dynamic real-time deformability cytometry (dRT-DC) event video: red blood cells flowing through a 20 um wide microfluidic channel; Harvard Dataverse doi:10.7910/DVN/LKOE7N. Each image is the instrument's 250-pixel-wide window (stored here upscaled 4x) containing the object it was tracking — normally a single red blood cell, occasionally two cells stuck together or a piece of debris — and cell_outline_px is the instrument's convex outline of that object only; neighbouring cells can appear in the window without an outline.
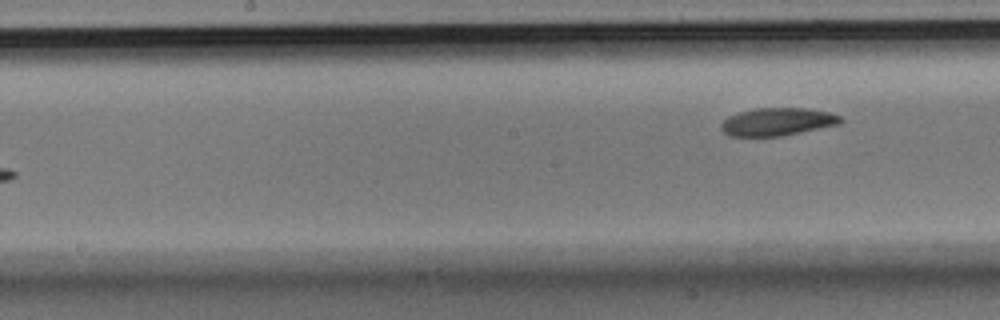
{"species": "Egyptian fruit bat (a non-hibernating species)", "species_latin": "Rousettus aegyptiacus", "temperature_condition": "room temperature", "stored_images_in_passage": 7, "camera_frame_rate_fps": 3000, "um_per_image_px": 0.085, "animal": {"sex": "male"}, "frame": {"image": 1, "passage_image": 7, "time_ms": 2.0, "image_size_px": [1000, 320], "cell_outline_px": [[844, 120], [840, 124], [780, 136], [728, 136], [720, 128], [720, 124], [728, 116], [740, 112], [756, 108], [804, 108], [828, 112], [840, 116]], "centroid_in_image_um": [66.06, 10.35], "position_along_channel_um": 182.1, "area_um2": 19.25}}